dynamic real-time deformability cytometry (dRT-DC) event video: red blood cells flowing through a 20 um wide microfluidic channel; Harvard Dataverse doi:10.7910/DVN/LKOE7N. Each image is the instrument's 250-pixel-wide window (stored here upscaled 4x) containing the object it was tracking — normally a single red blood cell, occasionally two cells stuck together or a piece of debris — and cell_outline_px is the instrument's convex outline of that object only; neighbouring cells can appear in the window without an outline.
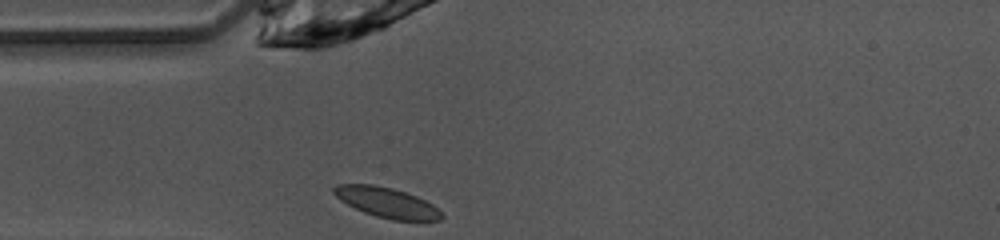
{"species": "common noctule bat (a hibernating species)", "species_latin": "Nyctalus noctula", "temperature_condition": "warm", "stored_images_in_passage": 27, "camera_frame_rate_fps": 3000, "um_per_image_px": 0.085, "animal": {"sex": "female", "body_mass_g": 10.0, "forearm_length_mm": 53.1}, "frame": {"image": 1, "passage_image": 1, "time_ms": 0.0, "image_size_px": [1000, 240], "cell_outline_px": [[444, 216], [440, 220], [392, 220], [376, 216], [364, 212], [340, 200], [332, 192], [332, 188], [336, 184], [372, 184], [392, 188], [416, 196], [432, 204]], "centroid_in_image_um": [32.84, 17.2], "position_along_channel_um": 52.2, "area_um2": 18.67}}
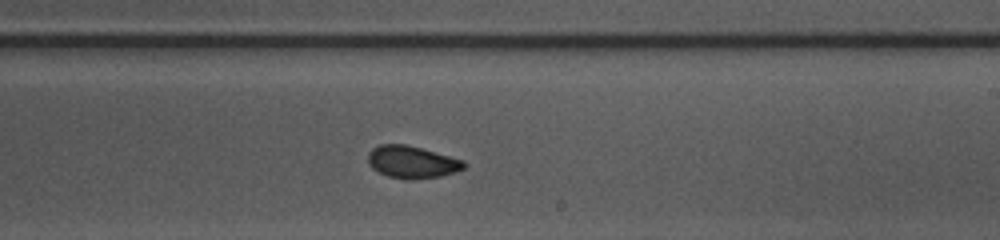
{"frame": {"image": 2, "passage_image": 16, "time_ms": 5.0, "image_size_px": [1000, 240], "cell_outline_px": [[468, 164], [464, 168], [440, 176], [412, 180], [408, 180], [388, 176], [372, 168], [368, 160], [368, 152], [372, 148], [380, 144], [404, 144], [420, 148], [464, 160]], "centroid_in_image_um": [35.01, 13.77], "position_along_channel_um": 254.0, "area_um2": 17.92}}
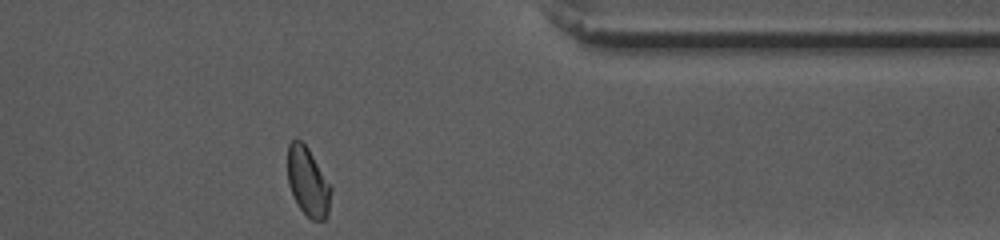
{"frame": {"image": 3, "passage_image": 27, "time_ms": 8.667, "image_size_px": [1000, 240], "cell_outline_px": [[332, 188], [328, 212], [324, 220], [312, 220], [300, 208], [288, 184], [288, 144], [292, 140], [300, 140], [308, 148]], "centroid_in_image_um": [26.17, 15.45], "position_along_channel_um": 385.2, "area_um2": 16.99}, "authors_computed_cell_mechanics": {"area_um2": 18.0914, "velocity_mm_per_s": 4.0839, "shape_relaxation_time_tau1_ms": 2.7334, "shape_relaxation_time_tau2_ms": 1.123, "deformation_change_tau1": 0.0951, "deformation_change_tau2": 0.0489}}